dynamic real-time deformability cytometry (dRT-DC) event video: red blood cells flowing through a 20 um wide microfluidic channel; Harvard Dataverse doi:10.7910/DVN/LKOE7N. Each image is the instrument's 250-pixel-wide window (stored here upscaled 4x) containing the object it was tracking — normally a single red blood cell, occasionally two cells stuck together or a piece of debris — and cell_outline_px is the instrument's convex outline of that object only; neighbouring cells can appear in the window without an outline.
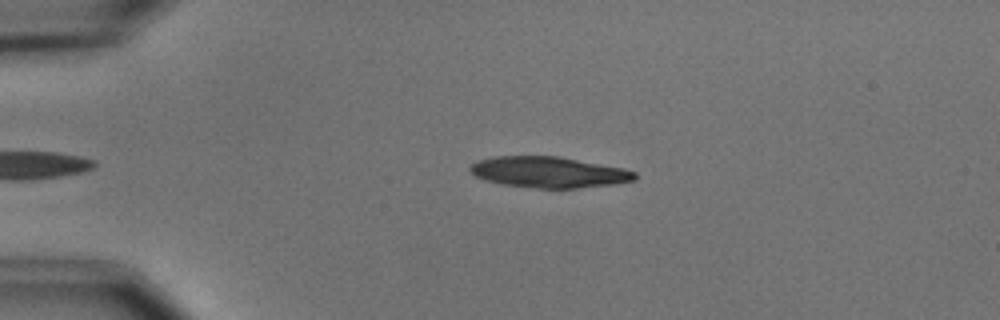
{"species": "common noctule bat (a hibernating species)", "species_latin": "Nyctalus noctula", "temperature_condition": "cold", "stored_images_in_passage": 2, "camera_frame_rate_fps": 3000, "um_per_image_px": 0.085, "animal": {"sex": "male", "body_mass_g": 15.6}, "frame": {"image": 1, "passage_image": 1, "time_ms": 0.0, "image_size_px": [1000, 320], "cell_outline_px": [[636, 180], [616, 184], [576, 188], [540, 188], [500, 184], [484, 180], [476, 176], [468, 168], [472, 164], [480, 160], [496, 156], [560, 156], [624, 168], [636, 172]], "centroid_in_image_um": [46.68, 14.63], "position_along_channel_um": 38.3, "area_um2": 29.77}}